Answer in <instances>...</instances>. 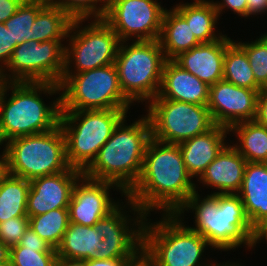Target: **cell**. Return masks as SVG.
<instances>
[{
  "label": "cell",
  "mask_w": 267,
  "mask_h": 266,
  "mask_svg": "<svg viewBox=\"0 0 267 266\" xmlns=\"http://www.w3.org/2000/svg\"><path fill=\"white\" fill-rule=\"evenodd\" d=\"M192 180L179 145L151 138L139 179L126 196L147 217L154 210H160L162 214H175L198 189Z\"/></svg>",
  "instance_id": "6da1fadb"
},
{
  "label": "cell",
  "mask_w": 267,
  "mask_h": 266,
  "mask_svg": "<svg viewBox=\"0 0 267 266\" xmlns=\"http://www.w3.org/2000/svg\"><path fill=\"white\" fill-rule=\"evenodd\" d=\"M10 92V96L7 93ZM42 94H59L50 104ZM7 97H9L7 99ZM61 114L60 85L49 82H2L0 86V146L9 140L53 130Z\"/></svg>",
  "instance_id": "7a4b0ae2"
},
{
  "label": "cell",
  "mask_w": 267,
  "mask_h": 266,
  "mask_svg": "<svg viewBox=\"0 0 267 266\" xmlns=\"http://www.w3.org/2000/svg\"><path fill=\"white\" fill-rule=\"evenodd\" d=\"M198 190L175 213L183 217L192 210V230L202 235L212 246L211 250L231 251L241 245L249 250L254 229L246 217L243 203L237 194H207L200 198Z\"/></svg>",
  "instance_id": "3957f363"
},
{
  "label": "cell",
  "mask_w": 267,
  "mask_h": 266,
  "mask_svg": "<svg viewBox=\"0 0 267 266\" xmlns=\"http://www.w3.org/2000/svg\"><path fill=\"white\" fill-rule=\"evenodd\" d=\"M126 118L119 122L96 158L82 172L88 178L116 184L125 194L139 179L145 150L152 138L147 115L129 125Z\"/></svg>",
  "instance_id": "277c9868"
},
{
  "label": "cell",
  "mask_w": 267,
  "mask_h": 266,
  "mask_svg": "<svg viewBox=\"0 0 267 266\" xmlns=\"http://www.w3.org/2000/svg\"><path fill=\"white\" fill-rule=\"evenodd\" d=\"M161 218L152 223L146 216L142 230V250L155 266H208L212 262L201 257L212 246L182 217L163 214Z\"/></svg>",
  "instance_id": "5b68a950"
},
{
  "label": "cell",
  "mask_w": 267,
  "mask_h": 266,
  "mask_svg": "<svg viewBox=\"0 0 267 266\" xmlns=\"http://www.w3.org/2000/svg\"><path fill=\"white\" fill-rule=\"evenodd\" d=\"M130 109L61 111L59 125L66 138L70 167L84 171L110 139Z\"/></svg>",
  "instance_id": "8992f818"
},
{
  "label": "cell",
  "mask_w": 267,
  "mask_h": 266,
  "mask_svg": "<svg viewBox=\"0 0 267 266\" xmlns=\"http://www.w3.org/2000/svg\"><path fill=\"white\" fill-rule=\"evenodd\" d=\"M128 44L120 42L114 62L120 87L132 103L147 105L160 91L166 58L159 40H132Z\"/></svg>",
  "instance_id": "52a82bcc"
},
{
  "label": "cell",
  "mask_w": 267,
  "mask_h": 266,
  "mask_svg": "<svg viewBox=\"0 0 267 266\" xmlns=\"http://www.w3.org/2000/svg\"><path fill=\"white\" fill-rule=\"evenodd\" d=\"M3 147L7 173L28 181L70 168L66 138L60 125L43 133L13 138Z\"/></svg>",
  "instance_id": "ba28073f"
},
{
  "label": "cell",
  "mask_w": 267,
  "mask_h": 266,
  "mask_svg": "<svg viewBox=\"0 0 267 266\" xmlns=\"http://www.w3.org/2000/svg\"><path fill=\"white\" fill-rule=\"evenodd\" d=\"M61 111L130 109L133 104L120 87L115 64L76 74H63Z\"/></svg>",
  "instance_id": "9c48e42d"
},
{
  "label": "cell",
  "mask_w": 267,
  "mask_h": 266,
  "mask_svg": "<svg viewBox=\"0 0 267 266\" xmlns=\"http://www.w3.org/2000/svg\"><path fill=\"white\" fill-rule=\"evenodd\" d=\"M82 22L85 19H74L70 26L63 74L85 72L115 62L121 42L118 35L103 19H93L85 26Z\"/></svg>",
  "instance_id": "30bf717a"
},
{
  "label": "cell",
  "mask_w": 267,
  "mask_h": 266,
  "mask_svg": "<svg viewBox=\"0 0 267 266\" xmlns=\"http://www.w3.org/2000/svg\"><path fill=\"white\" fill-rule=\"evenodd\" d=\"M146 106L152 138L163 143L180 144L215 126L207 105L153 99Z\"/></svg>",
  "instance_id": "8fae6325"
},
{
  "label": "cell",
  "mask_w": 267,
  "mask_h": 266,
  "mask_svg": "<svg viewBox=\"0 0 267 266\" xmlns=\"http://www.w3.org/2000/svg\"><path fill=\"white\" fill-rule=\"evenodd\" d=\"M63 41L65 40H28L17 45L6 67L0 72L2 82L59 84L64 72Z\"/></svg>",
  "instance_id": "7c38bea8"
},
{
  "label": "cell",
  "mask_w": 267,
  "mask_h": 266,
  "mask_svg": "<svg viewBox=\"0 0 267 266\" xmlns=\"http://www.w3.org/2000/svg\"><path fill=\"white\" fill-rule=\"evenodd\" d=\"M121 203L94 224L103 238L98 249V259L134 258L142 250L146 215L127 196L125 202ZM129 212H133V218Z\"/></svg>",
  "instance_id": "4fadbf2b"
},
{
  "label": "cell",
  "mask_w": 267,
  "mask_h": 266,
  "mask_svg": "<svg viewBox=\"0 0 267 266\" xmlns=\"http://www.w3.org/2000/svg\"><path fill=\"white\" fill-rule=\"evenodd\" d=\"M166 9L158 0H108L103 20L120 41L159 40Z\"/></svg>",
  "instance_id": "5bb4252c"
},
{
  "label": "cell",
  "mask_w": 267,
  "mask_h": 266,
  "mask_svg": "<svg viewBox=\"0 0 267 266\" xmlns=\"http://www.w3.org/2000/svg\"><path fill=\"white\" fill-rule=\"evenodd\" d=\"M259 91L236 86L224 79L209 86L207 107L215 125L230 129L234 124L253 121Z\"/></svg>",
  "instance_id": "9a60e30c"
},
{
  "label": "cell",
  "mask_w": 267,
  "mask_h": 266,
  "mask_svg": "<svg viewBox=\"0 0 267 266\" xmlns=\"http://www.w3.org/2000/svg\"><path fill=\"white\" fill-rule=\"evenodd\" d=\"M126 194L114 183L84 176L78 178L68 206L69 222L84 226L94 224L111 212L120 202L111 198L110 189Z\"/></svg>",
  "instance_id": "2e32d148"
},
{
  "label": "cell",
  "mask_w": 267,
  "mask_h": 266,
  "mask_svg": "<svg viewBox=\"0 0 267 266\" xmlns=\"http://www.w3.org/2000/svg\"><path fill=\"white\" fill-rule=\"evenodd\" d=\"M82 171L70 167L54 175L30 181L27 199V216H36L57 208H68L76 181Z\"/></svg>",
  "instance_id": "e0dca14e"
},
{
  "label": "cell",
  "mask_w": 267,
  "mask_h": 266,
  "mask_svg": "<svg viewBox=\"0 0 267 266\" xmlns=\"http://www.w3.org/2000/svg\"><path fill=\"white\" fill-rule=\"evenodd\" d=\"M228 144L207 166L198 183L218 190L214 194H237L242 186L247 161L233 146Z\"/></svg>",
  "instance_id": "ac0fdd59"
},
{
  "label": "cell",
  "mask_w": 267,
  "mask_h": 266,
  "mask_svg": "<svg viewBox=\"0 0 267 266\" xmlns=\"http://www.w3.org/2000/svg\"><path fill=\"white\" fill-rule=\"evenodd\" d=\"M154 99H170L196 105H207L209 86L187 72L174 60H166L158 95Z\"/></svg>",
  "instance_id": "d6986e66"
},
{
  "label": "cell",
  "mask_w": 267,
  "mask_h": 266,
  "mask_svg": "<svg viewBox=\"0 0 267 266\" xmlns=\"http://www.w3.org/2000/svg\"><path fill=\"white\" fill-rule=\"evenodd\" d=\"M226 34L214 42L201 43L181 53L174 61L208 86L223 79Z\"/></svg>",
  "instance_id": "ffe728a7"
},
{
  "label": "cell",
  "mask_w": 267,
  "mask_h": 266,
  "mask_svg": "<svg viewBox=\"0 0 267 266\" xmlns=\"http://www.w3.org/2000/svg\"><path fill=\"white\" fill-rule=\"evenodd\" d=\"M229 133L228 128L215 125L206 133L178 144L186 169L192 178L198 179L227 145L225 140Z\"/></svg>",
  "instance_id": "44dd1931"
},
{
  "label": "cell",
  "mask_w": 267,
  "mask_h": 266,
  "mask_svg": "<svg viewBox=\"0 0 267 266\" xmlns=\"http://www.w3.org/2000/svg\"><path fill=\"white\" fill-rule=\"evenodd\" d=\"M237 195L253 229L267 221V163H246Z\"/></svg>",
  "instance_id": "7402d4cb"
},
{
  "label": "cell",
  "mask_w": 267,
  "mask_h": 266,
  "mask_svg": "<svg viewBox=\"0 0 267 266\" xmlns=\"http://www.w3.org/2000/svg\"><path fill=\"white\" fill-rule=\"evenodd\" d=\"M159 43L166 60H174L181 53L201 44L190 24L174 8L166 9L164 13Z\"/></svg>",
  "instance_id": "603a6c76"
},
{
  "label": "cell",
  "mask_w": 267,
  "mask_h": 266,
  "mask_svg": "<svg viewBox=\"0 0 267 266\" xmlns=\"http://www.w3.org/2000/svg\"><path fill=\"white\" fill-rule=\"evenodd\" d=\"M190 3H179L173 8L190 24V28L200 43H211L221 39L224 35L215 33L219 15L213 1L193 0Z\"/></svg>",
  "instance_id": "cb8c5ba5"
},
{
  "label": "cell",
  "mask_w": 267,
  "mask_h": 266,
  "mask_svg": "<svg viewBox=\"0 0 267 266\" xmlns=\"http://www.w3.org/2000/svg\"><path fill=\"white\" fill-rule=\"evenodd\" d=\"M102 236L94 226L69 222L60 245L56 248L58 258L98 259Z\"/></svg>",
  "instance_id": "d4e9b609"
},
{
  "label": "cell",
  "mask_w": 267,
  "mask_h": 266,
  "mask_svg": "<svg viewBox=\"0 0 267 266\" xmlns=\"http://www.w3.org/2000/svg\"><path fill=\"white\" fill-rule=\"evenodd\" d=\"M232 132L238 142L233 146L250 163H267V128L255 120L234 124Z\"/></svg>",
  "instance_id": "484cf974"
},
{
  "label": "cell",
  "mask_w": 267,
  "mask_h": 266,
  "mask_svg": "<svg viewBox=\"0 0 267 266\" xmlns=\"http://www.w3.org/2000/svg\"><path fill=\"white\" fill-rule=\"evenodd\" d=\"M30 181L6 174L0 182V223L15 217L27 216Z\"/></svg>",
  "instance_id": "4316f807"
},
{
  "label": "cell",
  "mask_w": 267,
  "mask_h": 266,
  "mask_svg": "<svg viewBox=\"0 0 267 266\" xmlns=\"http://www.w3.org/2000/svg\"><path fill=\"white\" fill-rule=\"evenodd\" d=\"M72 22L73 19L66 12L46 4L38 12L31 26L32 40L37 42L65 40Z\"/></svg>",
  "instance_id": "83f0119b"
},
{
  "label": "cell",
  "mask_w": 267,
  "mask_h": 266,
  "mask_svg": "<svg viewBox=\"0 0 267 266\" xmlns=\"http://www.w3.org/2000/svg\"><path fill=\"white\" fill-rule=\"evenodd\" d=\"M223 79L248 89H261L256 83L246 52L226 35Z\"/></svg>",
  "instance_id": "f1b7e54d"
},
{
  "label": "cell",
  "mask_w": 267,
  "mask_h": 266,
  "mask_svg": "<svg viewBox=\"0 0 267 266\" xmlns=\"http://www.w3.org/2000/svg\"><path fill=\"white\" fill-rule=\"evenodd\" d=\"M68 225V208H57L42 215L29 217V227L55 249L60 245Z\"/></svg>",
  "instance_id": "f546056e"
},
{
  "label": "cell",
  "mask_w": 267,
  "mask_h": 266,
  "mask_svg": "<svg viewBox=\"0 0 267 266\" xmlns=\"http://www.w3.org/2000/svg\"><path fill=\"white\" fill-rule=\"evenodd\" d=\"M45 0H25L13 16L4 22L17 45L32 40L31 26L38 12L46 5Z\"/></svg>",
  "instance_id": "4dcf8cb0"
},
{
  "label": "cell",
  "mask_w": 267,
  "mask_h": 266,
  "mask_svg": "<svg viewBox=\"0 0 267 266\" xmlns=\"http://www.w3.org/2000/svg\"><path fill=\"white\" fill-rule=\"evenodd\" d=\"M108 0H45L48 5L58 7L73 20L103 19Z\"/></svg>",
  "instance_id": "1f68e13d"
},
{
  "label": "cell",
  "mask_w": 267,
  "mask_h": 266,
  "mask_svg": "<svg viewBox=\"0 0 267 266\" xmlns=\"http://www.w3.org/2000/svg\"><path fill=\"white\" fill-rule=\"evenodd\" d=\"M235 42L246 52L256 83L267 88V32L251 42Z\"/></svg>",
  "instance_id": "d6a6232c"
},
{
  "label": "cell",
  "mask_w": 267,
  "mask_h": 266,
  "mask_svg": "<svg viewBox=\"0 0 267 266\" xmlns=\"http://www.w3.org/2000/svg\"><path fill=\"white\" fill-rule=\"evenodd\" d=\"M57 258L55 248L13 246L9 266H56Z\"/></svg>",
  "instance_id": "836d02e7"
},
{
  "label": "cell",
  "mask_w": 267,
  "mask_h": 266,
  "mask_svg": "<svg viewBox=\"0 0 267 266\" xmlns=\"http://www.w3.org/2000/svg\"><path fill=\"white\" fill-rule=\"evenodd\" d=\"M29 227V217H15L0 223V240L10 248L18 245Z\"/></svg>",
  "instance_id": "e575fe53"
},
{
  "label": "cell",
  "mask_w": 267,
  "mask_h": 266,
  "mask_svg": "<svg viewBox=\"0 0 267 266\" xmlns=\"http://www.w3.org/2000/svg\"><path fill=\"white\" fill-rule=\"evenodd\" d=\"M16 46L10 31L4 23H0V72L6 67Z\"/></svg>",
  "instance_id": "d590c367"
},
{
  "label": "cell",
  "mask_w": 267,
  "mask_h": 266,
  "mask_svg": "<svg viewBox=\"0 0 267 266\" xmlns=\"http://www.w3.org/2000/svg\"><path fill=\"white\" fill-rule=\"evenodd\" d=\"M212 1L219 17L221 14H223L222 12H225L224 10L231 9L234 14L237 13L238 16L247 18V0H221L220 2H214V0Z\"/></svg>",
  "instance_id": "8d00e7d4"
},
{
  "label": "cell",
  "mask_w": 267,
  "mask_h": 266,
  "mask_svg": "<svg viewBox=\"0 0 267 266\" xmlns=\"http://www.w3.org/2000/svg\"><path fill=\"white\" fill-rule=\"evenodd\" d=\"M15 246H24L31 248H52L48 242L44 239H41L40 236L28 227L25 234L21 237V240L18 245Z\"/></svg>",
  "instance_id": "74e56055"
},
{
  "label": "cell",
  "mask_w": 267,
  "mask_h": 266,
  "mask_svg": "<svg viewBox=\"0 0 267 266\" xmlns=\"http://www.w3.org/2000/svg\"><path fill=\"white\" fill-rule=\"evenodd\" d=\"M267 128V88H261L257 99V113L254 119Z\"/></svg>",
  "instance_id": "f35d334b"
},
{
  "label": "cell",
  "mask_w": 267,
  "mask_h": 266,
  "mask_svg": "<svg viewBox=\"0 0 267 266\" xmlns=\"http://www.w3.org/2000/svg\"><path fill=\"white\" fill-rule=\"evenodd\" d=\"M25 0H0V23H4L15 14Z\"/></svg>",
  "instance_id": "ab89813d"
},
{
  "label": "cell",
  "mask_w": 267,
  "mask_h": 266,
  "mask_svg": "<svg viewBox=\"0 0 267 266\" xmlns=\"http://www.w3.org/2000/svg\"><path fill=\"white\" fill-rule=\"evenodd\" d=\"M133 258L116 259H90L86 261V266H125Z\"/></svg>",
  "instance_id": "60d3db41"
},
{
  "label": "cell",
  "mask_w": 267,
  "mask_h": 266,
  "mask_svg": "<svg viewBox=\"0 0 267 266\" xmlns=\"http://www.w3.org/2000/svg\"><path fill=\"white\" fill-rule=\"evenodd\" d=\"M266 12L267 0H247V17L265 14Z\"/></svg>",
  "instance_id": "b9f144b4"
},
{
  "label": "cell",
  "mask_w": 267,
  "mask_h": 266,
  "mask_svg": "<svg viewBox=\"0 0 267 266\" xmlns=\"http://www.w3.org/2000/svg\"><path fill=\"white\" fill-rule=\"evenodd\" d=\"M263 239H265L267 243V221L260 223L257 227L254 228L251 248H255L256 244L262 242Z\"/></svg>",
  "instance_id": "7bdbcfd3"
},
{
  "label": "cell",
  "mask_w": 267,
  "mask_h": 266,
  "mask_svg": "<svg viewBox=\"0 0 267 266\" xmlns=\"http://www.w3.org/2000/svg\"><path fill=\"white\" fill-rule=\"evenodd\" d=\"M125 266H155L153 261L141 250L133 259L129 260Z\"/></svg>",
  "instance_id": "ee69618b"
},
{
  "label": "cell",
  "mask_w": 267,
  "mask_h": 266,
  "mask_svg": "<svg viewBox=\"0 0 267 266\" xmlns=\"http://www.w3.org/2000/svg\"><path fill=\"white\" fill-rule=\"evenodd\" d=\"M10 265V247L0 240V266Z\"/></svg>",
  "instance_id": "f6af8a7d"
},
{
  "label": "cell",
  "mask_w": 267,
  "mask_h": 266,
  "mask_svg": "<svg viewBox=\"0 0 267 266\" xmlns=\"http://www.w3.org/2000/svg\"><path fill=\"white\" fill-rule=\"evenodd\" d=\"M56 266H86V260L71 259V258H57Z\"/></svg>",
  "instance_id": "bcb514c9"
},
{
  "label": "cell",
  "mask_w": 267,
  "mask_h": 266,
  "mask_svg": "<svg viewBox=\"0 0 267 266\" xmlns=\"http://www.w3.org/2000/svg\"><path fill=\"white\" fill-rule=\"evenodd\" d=\"M6 174H7V162H6V155H5V152L3 150L2 155H0V182H1V179Z\"/></svg>",
  "instance_id": "7dc6e473"
},
{
  "label": "cell",
  "mask_w": 267,
  "mask_h": 266,
  "mask_svg": "<svg viewBox=\"0 0 267 266\" xmlns=\"http://www.w3.org/2000/svg\"><path fill=\"white\" fill-rule=\"evenodd\" d=\"M229 262L230 261H227L224 264V262L223 263H217V261H216V263H215V261L213 262V260H212V262L208 266H242L239 263H235V262H230L229 263Z\"/></svg>",
  "instance_id": "c3c4849f"
}]
</instances>
